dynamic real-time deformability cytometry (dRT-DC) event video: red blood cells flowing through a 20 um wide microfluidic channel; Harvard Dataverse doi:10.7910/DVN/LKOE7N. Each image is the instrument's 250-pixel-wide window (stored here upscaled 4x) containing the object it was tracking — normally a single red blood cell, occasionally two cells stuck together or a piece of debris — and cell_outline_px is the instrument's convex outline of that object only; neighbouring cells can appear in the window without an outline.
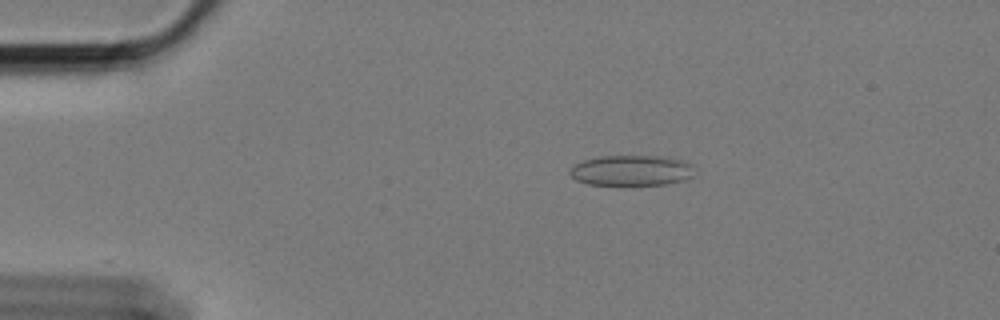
{"species": "Egyptian fruit bat (a non-hibernating species)", "species_latin": "Rousettus aegyptiacus", "temperature_condition": "cold", "stored_images_in_passage": 56, "camera_frame_rate_fps": 3000, "um_per_image_px": 0.085, "animal": {"sex": "female"}, "frame": {"image": 1, "passage_image": 8, "time_ms": 2.333, "image_size_px": [1000, 320], "cell_outline_px": [[692, 176], [684, 180], [664, 184], [588, 184], [576, 180], [568, 172], [572, 164], [596, 156], [656, 156], [684, 160], [688, 164]], "centroid_in_image_um": [53.57, 14.47], "position_along_channel_um": 31.4, "area_um2": 21.79}}
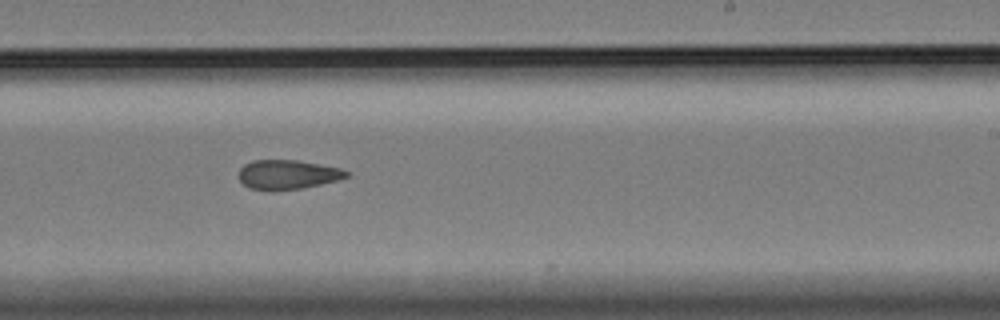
{"frame": {"image": 2, "passage_image": 33, "time_ms": 10.667, "image_size_px": [1000, 320], "cell_outline_px": [[348, 176], [336, 180], [320, 184], [300, 188], [248, 188], [240, 180], [240, 168], [244, 164], [252, 160], [300, 160], [340, 168], [348, 172]], "centroid_in_image_um": [24.45, 14.79], "position_along_channel_um": 264.5, "area_um2": 17.74}}
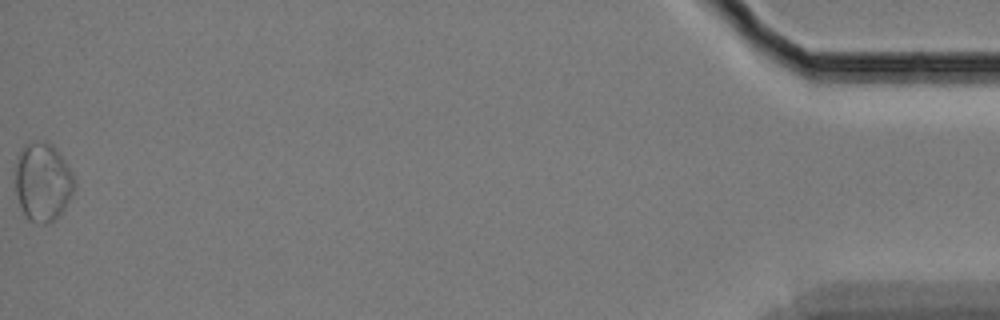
{"frame": {"image": 3, "passage_image": 56, "time_ms": 18.333, "image_size_px": [1000, 320], "cell_outline_px": [[76, 184], [64, 208], [48, 224], [40, 224], [28, 220], [20, 208], [16, 192], [16, 164], [20, 152], [24, 144], [44, 140], [52, 144], [56, 148], [72, 172], [76, 180]], "centroid_in_image_um": [3.63, 15.46], "position_along_channel_um": 431.6, "area_um2": 26.93}, "authors_computed_cell_mechanics": {"area_um2": 20.2589, "velocity_mm_per_s": 3.3848, "shape_relaxation_time_tau1_ms": null, "shape_relaxation_time_tau2_ms": 6.016, "deformation_change_tau1": null, "deformation_change_tau2": 0.1017}}